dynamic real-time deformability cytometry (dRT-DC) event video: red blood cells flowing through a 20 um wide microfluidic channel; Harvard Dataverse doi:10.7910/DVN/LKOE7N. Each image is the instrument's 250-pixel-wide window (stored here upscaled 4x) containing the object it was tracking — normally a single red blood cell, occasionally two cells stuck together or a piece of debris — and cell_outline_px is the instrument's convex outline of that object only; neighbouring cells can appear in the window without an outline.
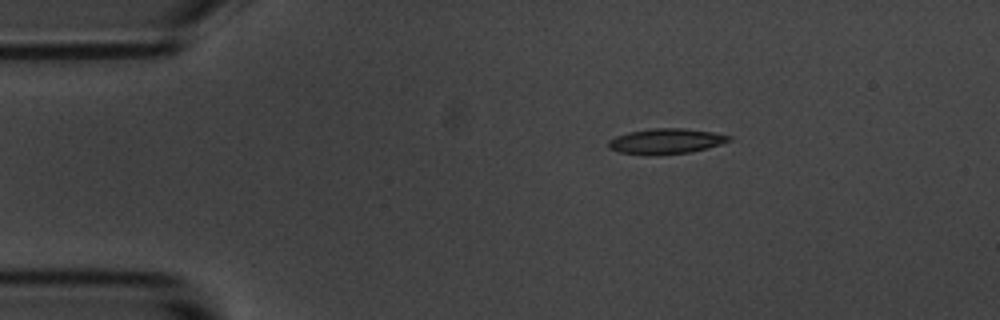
{"species": "common noctule bat (a hibernating species)", "species_latin": "Nyctalus noctula", "temperature_condition": "room temperature", "stored_images_in_passage": 5, "camera_frame_rate_fps": 3000, "um_per_image_px": 0.085, "animal": {"sex": "male", "body_mass_g": 20.1, "forearm_length_mm": 53.5}, "frame": {"image": 1, "passage_image": 1, "time_ms": 0.0, "image_size_px": [1000, 320], "cell_outline_px": [[732, 140], [708, 148], [692, 152], [656, 156], [648, 156], [620, 152], [608, 148], [608, 140], [616, 136], [628, 132], [652, 128], [684, 128], [712, 132], [732, 136]], "centroid_in_image_um": [56.59, 12.02], "position_along_channel_um": 28.4, "area_um2": 18.15}}
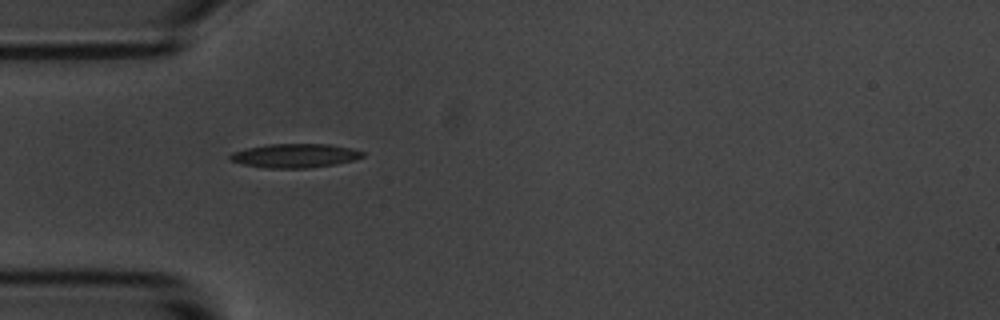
{"frame": {"image": 2, "passage_image": 3, "time_ms": 2.333, "image_size_px": [1000, 320], "cell_outline_px": [[364, 156], [356, 160], [336, 164], [308, 168], [268, 168], [244, 164], [228, 160], [228, 156], [232, 152], [244, 148], [268, 144], [328, 144], [352, 148], [364, 152]], "centroid_in_image_um": [25.07, 13.23], "position_along_channel_um": 59.9, "area_um2": 18.67}}
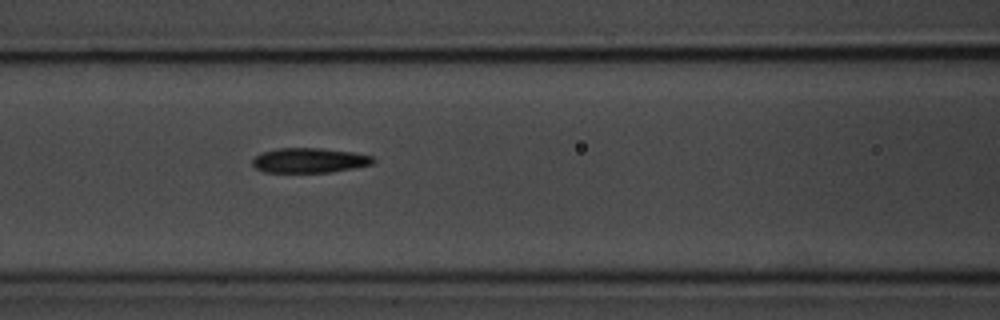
{"frame": {"image": 3, "passage_image": 5, "time_ms": 4.667, "image_size_px": [1000, 320], "cell_outline_px": [[376, 160], [372, 164], [332, 172], [264, 172], [256, 168], [252, 164], [252, 160], [260, 152], [276, 148], [320, 148], [352, 152], [372, 156]], "centroid_in_image_um": [26.27, 13.62], "position_along_channel_um": 140.3, "area_um2": 17.46}}